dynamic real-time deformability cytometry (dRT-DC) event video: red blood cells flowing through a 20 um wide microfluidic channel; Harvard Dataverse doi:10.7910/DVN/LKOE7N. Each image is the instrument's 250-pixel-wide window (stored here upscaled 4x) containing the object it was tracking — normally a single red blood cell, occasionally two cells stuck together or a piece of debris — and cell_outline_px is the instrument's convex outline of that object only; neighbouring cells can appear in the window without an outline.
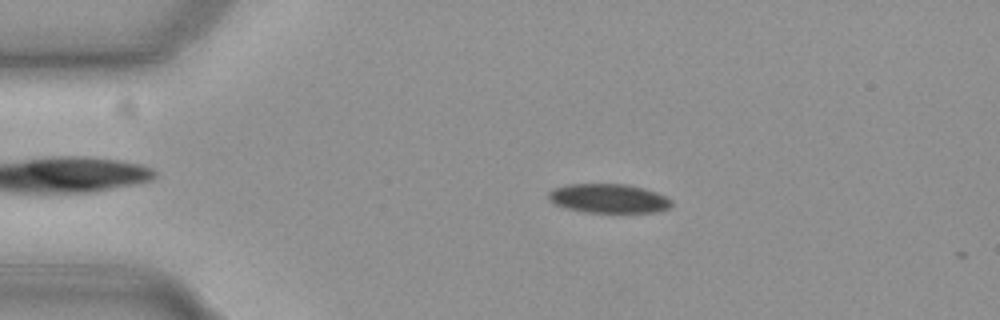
{"species": "common noctule bat (a hibernating species)", "species_latin": "Nyctalus noctula", "temperature_condition": "cold", "stored_images_in_passage": 2, "camera_frame_rate_fps": 3000, "um_per_image_px": 0.085, "animal": {"sex": "female", "body_mass_g": 19.3, "forearm_length_mm": 54.1}, "frame": {"image": 1, "passage_image": 1, "time_ms": 0.0, "image_size_px": [1000, 320], "cell_outline_px": [[672, 204], [668, 208], [656, 212], [584, 212], [564, 208], [548, 200], [548, 192], [552, 188], [568, 184], [628, 184], [644, 188], [656, 192], [672, 200]], "centroid_in_image_um": [51.69, 16.86], "position_along_channel_um": 33.3, "area_um2": 20.98}}